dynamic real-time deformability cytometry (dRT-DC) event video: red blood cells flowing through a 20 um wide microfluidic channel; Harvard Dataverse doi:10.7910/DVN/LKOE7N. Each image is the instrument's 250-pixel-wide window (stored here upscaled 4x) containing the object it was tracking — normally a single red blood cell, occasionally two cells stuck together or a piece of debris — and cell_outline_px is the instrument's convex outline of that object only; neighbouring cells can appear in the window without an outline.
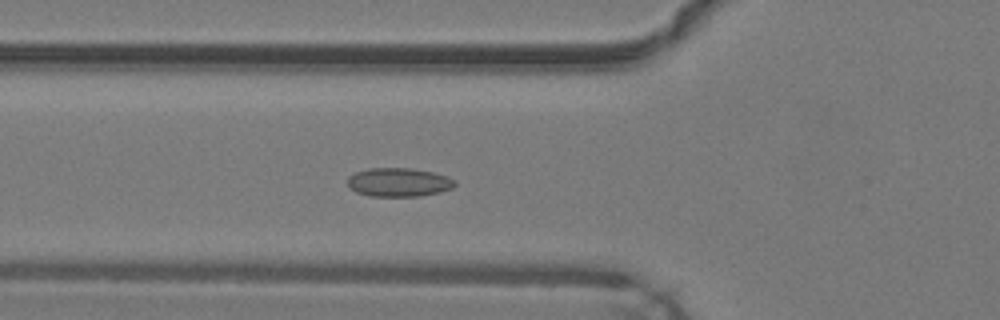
{"species": "common noctule bat (a hibernating species)", "species_latin": "Nyctalus noctula", "temperature_condition": "warm", "stored_images_in_passage": 37, "camera_frame_rate_fps": 3000, "um_per_image_px": 0.085, "animal": {"sex": "male", "body_mass_g": 19.2, "forearm_length_mm": 51.8}, "frame": {"image": 1, "passage_image": 13, "time_ms": 4.0, "image_size_px": [1000, 320], "cell_outline_px": [[456, 184], [452, 188], [440, 192], [420, 196], [372, 196], [356, 192], [348, 188], [348, 176], [356, 172], [368, 168], [412, 168], [432, 172], [448, 176], [456, 180]], "centroid_in_image_um": [33.9, 15.49], "position_along_channel_um": 91.9, "area_um2": 18.09}}
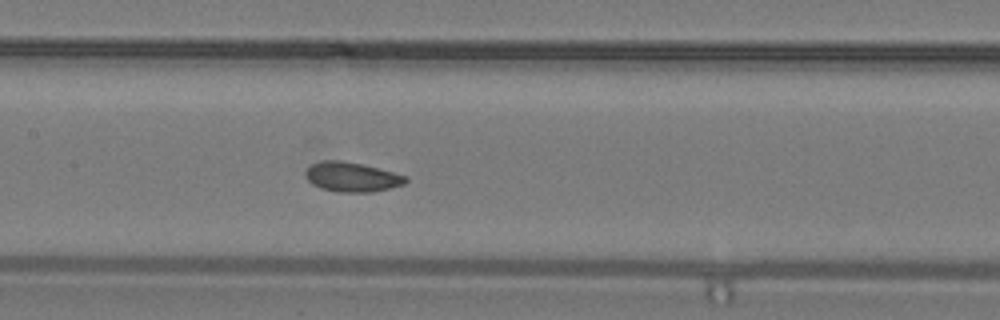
{"frame": {"image": 2, "passage_image": 19, "time_ms": 6.0, "image_size_px": [1000, 320], "cell_outline_px": [[408, 180], [404, 184], [372, 192], [336, 192], [320, 188], [312, 184], [304, 176], [304, 172], [312, 164], [320, 160], [340, 160], [360, 164], [408, 176]], "centroid_in_image_um": [29.87, 15.05], "position_along_channel_um": 177.5, "area_um2": 17.22}}
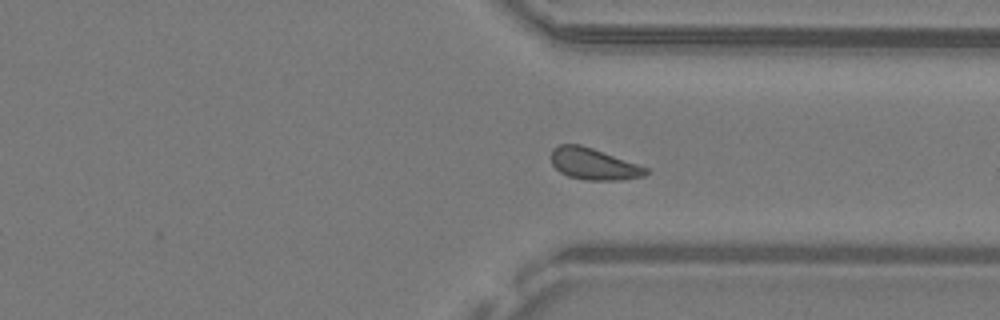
{"frame": {"image": 3, "passage_image": 32, "time_ms": 10.333, "image_size_px": [1000, 320], "cell_outline_px": [[648, 172], [644, 176], [620, 180], [584, 180], [568, 176], [560, 172], [552, 164], [552, 148], [560, 144], [580, 144], [592, 148], [648, 168]], "centroid_in_image_um": [50.43, 13.94], "position_along_channel_um": 361.0, "area_um2": 17.22}, "authors_computed_cell_mechanics": {"area_um2": 17.2244, "velocity_mm_per_s": 4.2433, "shape_relaxation_time_tau1_ms": 4.4028, "shape_relaxation_time_tau2_ms": null, "deformation_change_tau1": 0.0624, "deformation_change_tau2": null}}